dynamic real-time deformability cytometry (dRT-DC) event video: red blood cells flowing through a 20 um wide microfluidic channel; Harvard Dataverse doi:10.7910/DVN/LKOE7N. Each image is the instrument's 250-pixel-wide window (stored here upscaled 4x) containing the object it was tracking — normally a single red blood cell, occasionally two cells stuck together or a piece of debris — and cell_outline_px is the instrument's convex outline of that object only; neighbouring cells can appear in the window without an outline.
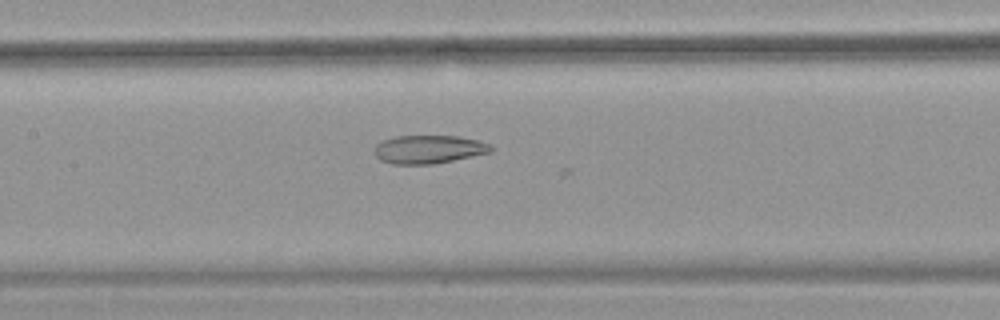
{"species": "common noctule bat (a hibernating species)", "species_latin": "Nyctalus noctula", "temperature_condition": "warm", "stored_images_in_passage": 10, "camera_frame_rate_fps": 3000, "um_per_image_px": 0.085, "animal": {"sex": "female", "body_mass_g": 18.4}, "frame": {"image": 1, "passage_image": 9, "time_ms": 2.667, "image_size_px": [1000, 320], "cell_outline_px": [[492, 152], [432, 164], [392, 164], [380, 160], [372, 152], [376, 144], [384, 140], [396, 136], [460, 136], [492, 144]], "centroid_in_image_um": [36.41, 12.69], "position_along_channel_um": 171.0, "area_um2": 19.25}}